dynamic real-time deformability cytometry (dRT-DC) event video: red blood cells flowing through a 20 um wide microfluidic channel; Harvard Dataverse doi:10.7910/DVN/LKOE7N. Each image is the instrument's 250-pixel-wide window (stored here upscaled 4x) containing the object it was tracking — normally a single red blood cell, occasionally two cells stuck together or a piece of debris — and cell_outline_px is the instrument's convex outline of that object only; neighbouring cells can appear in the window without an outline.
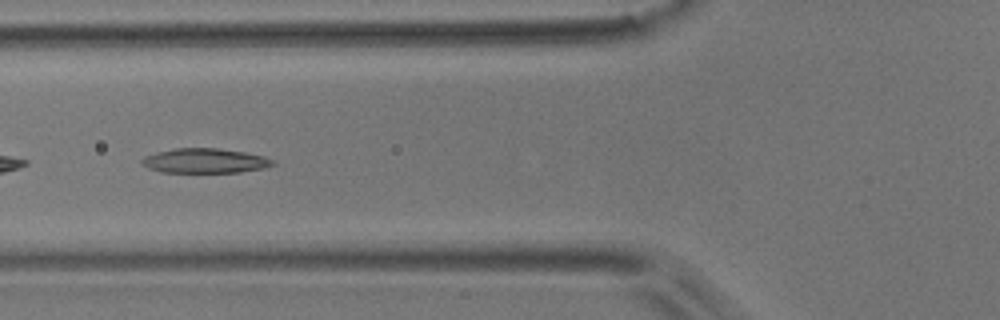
{"species": "common noctule bat (a hibernating species)", "species_latin": "Nyctalus noctula", "temperature_condition": "room temperature", "stored_images_in_passage": 7, "camera_frame_rate_fps": 3000, "um_per_image_px": 0.085, "animal": {"sex": "male", "body_mass_g": 17.9}, "frame": {"image": 1, "passage_image": 6, "time_ms": 1.667, "image_size_px": [1000, 320], "cell_outline_px": [[276, 164], [264, 168], [240, 172], [160, 172], [148, 168], [140, 164], [140, 160], [144, 156], [156, 152], [176, 148], [216, 148], [244, 152], [264, 156], [272, 160]], "centroid_in_image_um": [17.37, 13.67], "position_along_channel_um": 108.4, "area_um2": 18.84}}
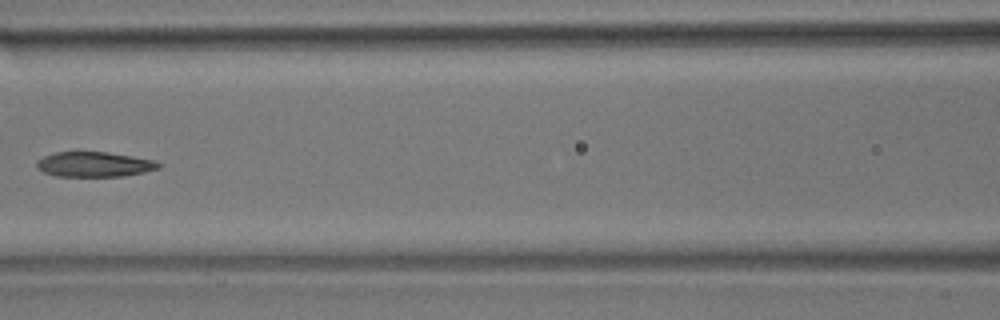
{"frame": {"image": 2, "passage_image": 7, "time_ms": 2.0, "image_size_px": [1000, 320], "cell_outline_px": [[164, 164], [160, 168], [144, 172], [124, 176], [56, 176], [44, 172], [36, 168], [36, 160], [44, 156], [56, 152], [108, 152], [132, 156], [152, 160]], "centroid_in_image_um": [8.01, 13.97], "position_along_channel_um": 158.6, "area_um2": 17.8}}